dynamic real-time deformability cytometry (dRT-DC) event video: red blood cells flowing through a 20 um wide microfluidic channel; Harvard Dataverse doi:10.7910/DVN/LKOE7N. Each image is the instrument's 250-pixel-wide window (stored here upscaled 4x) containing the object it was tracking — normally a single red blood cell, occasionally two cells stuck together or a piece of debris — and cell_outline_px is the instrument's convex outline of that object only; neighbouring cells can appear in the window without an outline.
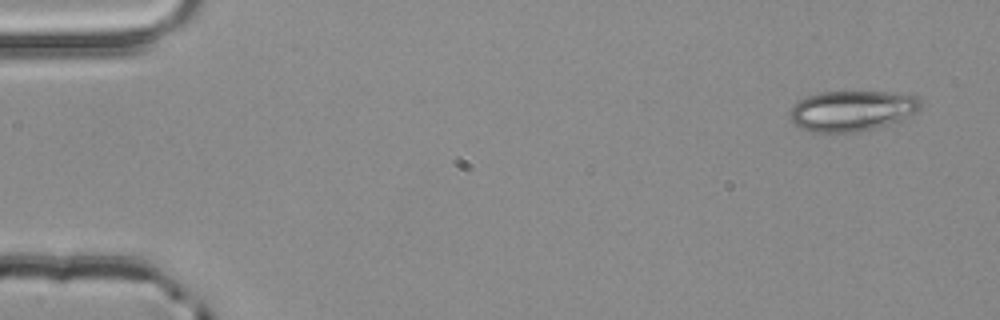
{"species": "common noctule bat (a hibernating species)", "species_latin": "Nyctalus noctula", "temperature_condition": "room temperature", "stored_images_in_passage": 3, "camera_frame_rate_fps": 3000, "um_per_image_px": 0.085, "animal": {"sex": "male", "body_mass_g": 20.4}, "frame": {"image": 1, "passage_image": 1, "time_ms": 0.0, "image_size_px": [1000, 320], "cell_outline_px": [[920, 108], [916, 112], [900, 120], [876, 128], [856, 132], [812, 132], [800, 128], [792, 124], [788, 112], [792, 104], [796, 100], [804, 96], [820, 92], [908, 92], [916, 96], [920, 100]], "centroid_in_image_um": [72.37, 9.4], "position_along_channel_um": 12.6, "area_um2": 31.44}}